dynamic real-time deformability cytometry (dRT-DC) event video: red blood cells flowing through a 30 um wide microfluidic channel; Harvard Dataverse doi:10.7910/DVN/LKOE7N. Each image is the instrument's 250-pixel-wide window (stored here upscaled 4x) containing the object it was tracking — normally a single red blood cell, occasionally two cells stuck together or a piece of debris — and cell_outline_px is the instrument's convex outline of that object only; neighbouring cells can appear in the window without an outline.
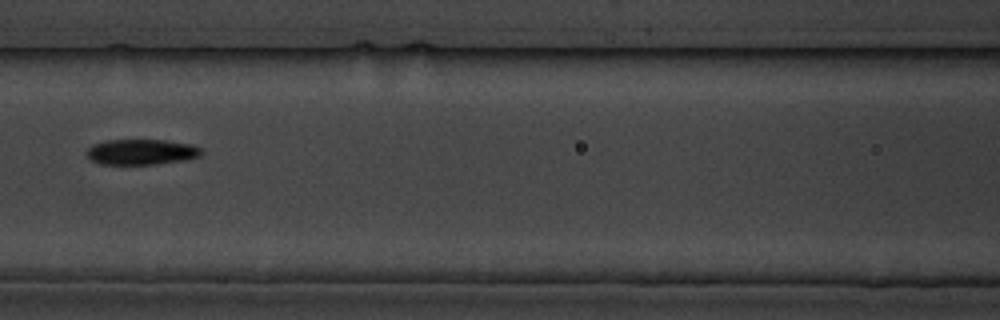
{"species": "common noctule bat (a hibernating species)", "species_latin": "Nyctalus noctula", "temperature_condition": "cold", "stored_images_in_passage": 8, "segment_of_instrument_passage": [2, 2], "camera_frame_rate_fps": 3000, "um_per_image_px": 0.085, "animal": {"sex": "male", "body_mass_g": 19.5, "forearm_length_mm": 54.6}, "frame": {"image": 1, "passage_image": 8, "time_ms": 8.0, "image_size_px": [1000, 320], "cell_outline_px": [[204, 152], [200, 156], [188, 160], [156, 164], [100, 164], [92, 160], [88, 156], [88, 148], [92, 144], [104, 140], [160, 140], [192, 144], [200, 148]], "centroid_in_image_um": [12.05, 12.92], "position_along_channel_um": 154.5, "area_um2": 17.11}}